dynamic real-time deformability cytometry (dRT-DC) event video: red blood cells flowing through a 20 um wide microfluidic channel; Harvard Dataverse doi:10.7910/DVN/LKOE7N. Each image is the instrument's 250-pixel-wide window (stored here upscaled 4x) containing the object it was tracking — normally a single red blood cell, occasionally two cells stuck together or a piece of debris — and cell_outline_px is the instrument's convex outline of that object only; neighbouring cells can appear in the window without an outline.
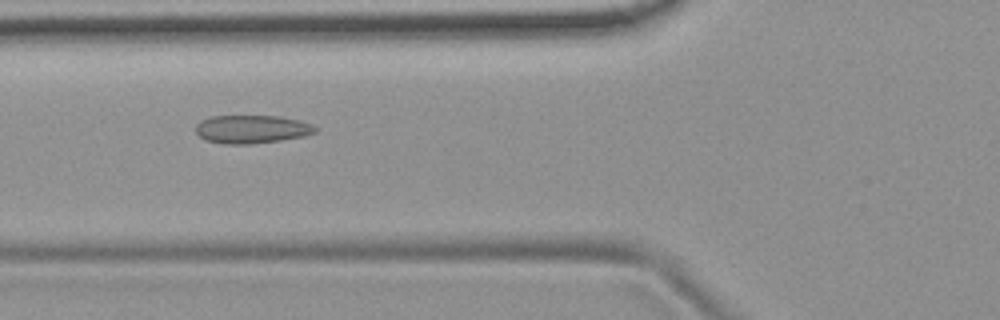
{"species": "common noctule bat (a hibernating species)", "species_latin": "Nyctalus noctula", "temperature_condition": "room temperature", "stored_images_in_passage": 53, "camera_frame_rate_fps": 3000, "um_per_image_px": 0.085, "animal": {"sex": "female", "body_mass_g": 19.9}, "frame": {"image": 1, "passage_image": 20, "time_ms": 6.333, "image_size_px": [1000, 320], "cell_outline_px": [[316, 132], [304, 136], [280, 140], [248, 144], [224, 144], [204, 140], [196, 132], [196, 124], [200, 120], [212, 116], [280, 116], [312, 124], [316, 128]], "centroid_in_image_um": [21.36, 10.98], "position_along_channel_um": 104.4, "area_um2": 19.59}}
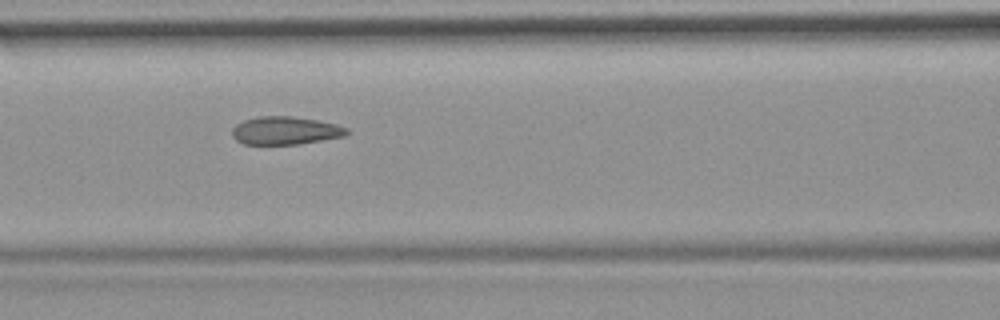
{"frame": {"image": 2, "passage_image": 23, "time_ms": 7.333, "image_size_px": [1000, 320], "cell_outline_px": [[348, 132], [344, 136], [300, 144], [244, 144], [236, 140], [232, 136], [232, 128], [236, 124], [244, 120], [256, 116], [292, 116], [320, 120], [336, 124], [348, 128]], "centroid_in_image_um": [24.24, 11.09], "position_along_channel_um": 142.4, "area_um2": 18.84}}
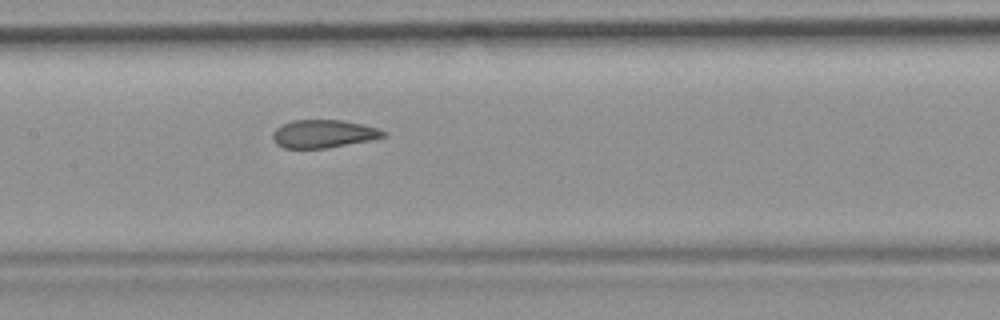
{"frame": {"image": 3, "passage_image": 26, "time_ms": 8.333, "image_size_px": [1000, 320], "cell_outline_px": [[384, 136], [372, 140], [328, 148], [284, 148], [276, 144], [272, 136], [272, 132], [276, 128], [292, 120], [340, 120], [364, 124], [376, 128], [384, 132]], "centroid_in_image_um": [27.47, 11.38], "position_along_channel_um": 179.9, "area_um2": 17.98}, "authors_computed_cell_mechanics": {"area_um2": 19.5942, "velocity_mm_per_s": 3.7644, "shape_relaxation_time_tau1_ms": null, "shape_relaxation_time_tau2_ms": 1.3249, "deformation_change_tau1": null, "deformation_change_tau2": 0.076}}